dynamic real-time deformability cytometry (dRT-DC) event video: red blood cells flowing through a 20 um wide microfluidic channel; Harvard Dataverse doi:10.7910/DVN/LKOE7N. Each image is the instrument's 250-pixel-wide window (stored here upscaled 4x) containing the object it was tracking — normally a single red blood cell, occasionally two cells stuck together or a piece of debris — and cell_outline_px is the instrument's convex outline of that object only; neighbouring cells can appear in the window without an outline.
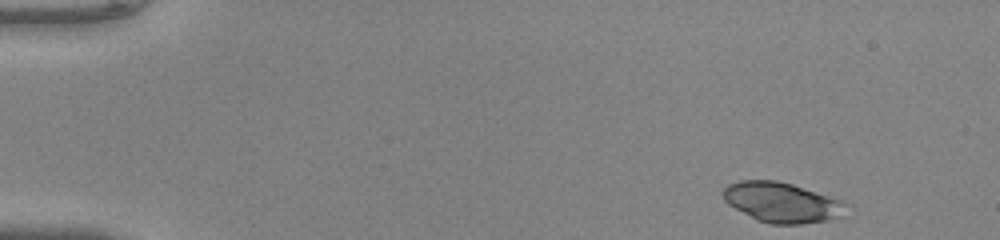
{"species": "common noctule bat (a hibernating species)", "species_latin": "Nyctalus noctula", "temperature_condition": "warm", "stored_images_in_passage": 46, "camera_frame_rate_fps": 3000, "um_per_image_px": 0.085, "animal": {"sex": "male", "body_mass_g": 20.0, "forearm_length_mm": 53.3}, "frame": {"image": 1, "passage_image": 1, "time_ms": 0.0, "image_size_px": [1000, 240], "cell_outline_px": [[844, 204], [836, 216], [828, 220], [800, 224], [772, 224], [756, 220], [728, 204], [724, 200], [724, 188], [728, 184], [740, 180], [776, 180], [792, 184], [836, 200]], "centroid_in_image_um": [66.3, 17.19], "position_along_channel_um": 18.7, "area_um2": 27.63}}